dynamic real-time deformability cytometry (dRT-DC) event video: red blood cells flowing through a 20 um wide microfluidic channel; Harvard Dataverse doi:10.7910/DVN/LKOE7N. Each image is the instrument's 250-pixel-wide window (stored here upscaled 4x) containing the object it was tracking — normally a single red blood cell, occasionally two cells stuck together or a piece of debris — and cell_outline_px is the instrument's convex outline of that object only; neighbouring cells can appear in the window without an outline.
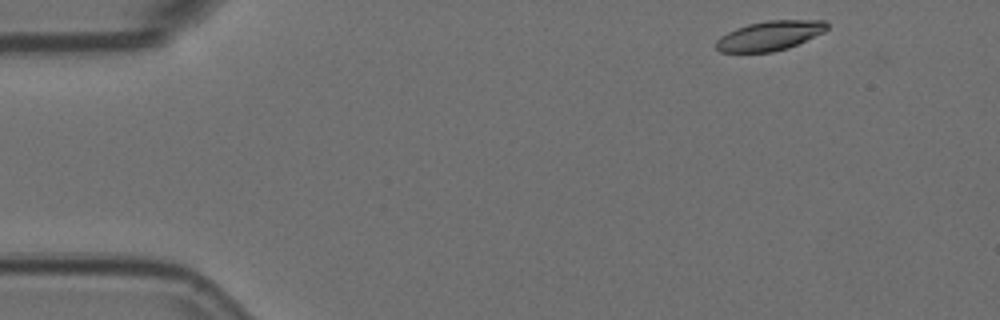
{"species": "Egyptian fruit bat (a non-hibernating species)", "species_latin": "Rousettus aegyptiacus", "temperature_condition": "room temperature", "stored_images_in_passage": 2, "camera_frame_rate_fps": 3000, "um_per_image_px": 0.085, "animal": {"sex": "female"}, "frame": {"image": 1, "passage_image": 1, "time_ms": 0.0, "image_size_px": [1000, 320], "cell_outline_px": [[828, 28], [824, 32], [788, 48], [772, 52], [720, 52], [716, 48], [716, 40], [720, 36], [736, 28], [748, 24], [768, 20], [824, 20], [828, 24]], "centroid_in_image_um": [65.42, 3.03], "position_along_channel_um": 19.6, "area_um2": 19.07}}